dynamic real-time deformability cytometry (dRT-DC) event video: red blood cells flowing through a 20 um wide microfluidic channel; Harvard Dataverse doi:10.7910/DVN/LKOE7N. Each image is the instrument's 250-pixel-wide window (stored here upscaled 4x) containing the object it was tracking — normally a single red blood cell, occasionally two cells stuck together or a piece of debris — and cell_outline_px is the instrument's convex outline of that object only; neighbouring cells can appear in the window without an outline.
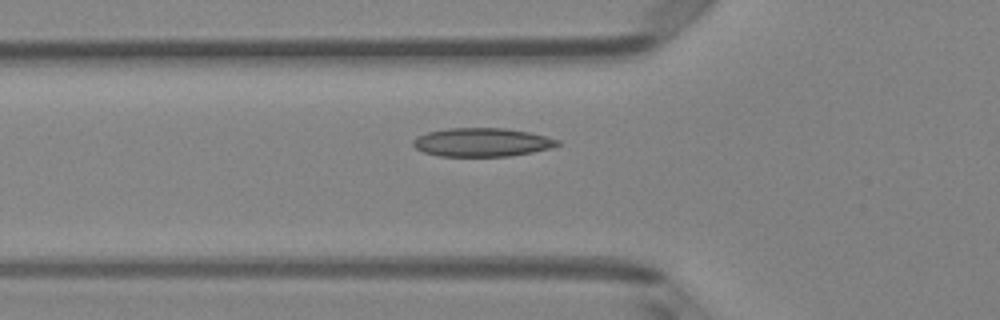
{"species": "Egyptian fruit bat (a non-hibernating species)", "species_latin": "Rousettus aegyptiacus", "temperature_condition": "room temperature", "stored_images_in_passage": 38, "camera_frame_rate_fps": 3000, "um_per_image_px": 0.085, "animal": {"sex": "female"}, "frame": {"image": 1, "passage_image": 10, "time_ms": 3.0, "image_size_px": [1000, 320], "cell_outline_px": [[560, 144], [548, 148], [532, 152], [508, 156], [440, 156], [424, 152], [416, 148], [412, 144], [412, 140], [416, 136], [428, 132], [448, 128], [504, 128], [528, 132], [560, 140]], "centroid_in_image_um": [40.92, 12.09], "position_along_channel_um": 84.9, "area_um2": 23.87}}
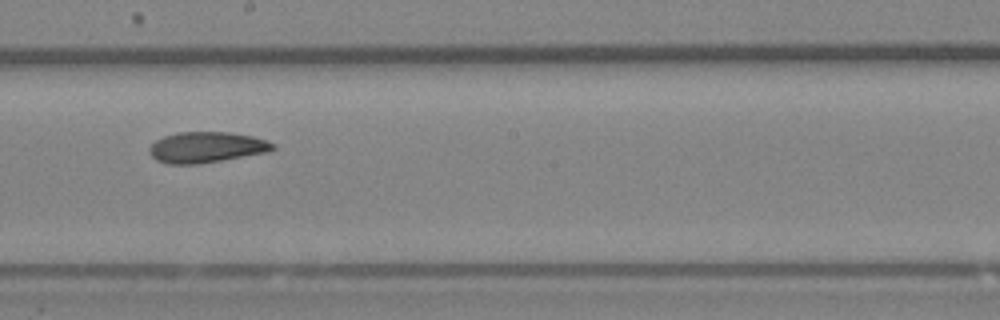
{"frame": {"image": 2, "passage_image": 21, "time_ms": 6.667, "image_size_px": [1000, 320], "cell_outline_px": [[276, 148], [268, 152], [200, 164], [168, 164], [156, 160], [148, 152], [148, 148], [156, 140], [164, 136], [176, 132], [228, 132], [252, 136], [268, 140], [276, 144]], "centroid_in_image_um": [17.56, 12.52], "position_along_channel_um": 230.6, "area_um2": 22.37}}
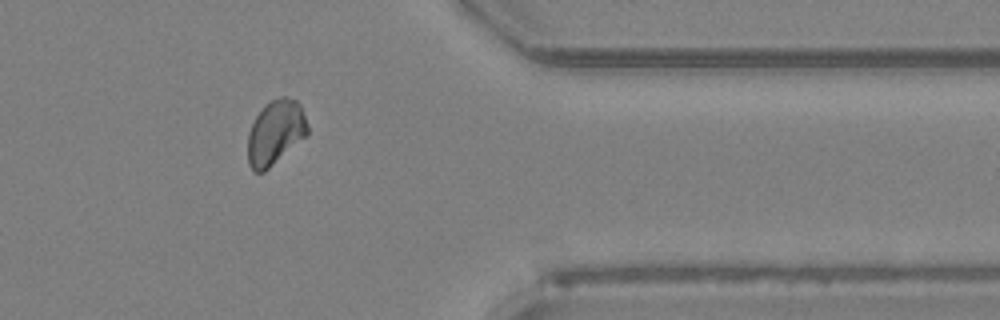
{"frame": {"image": 3, "passage_image": 34, "time_ms": 11.0, "image_size_px": [1000, 320], "cell_outline_px": [[308, 132], [304, 136], [264, 172], [252, 172], [248, 164], [248, 132], [256, 116], [264, 104], [280, 96], [284, 96], [296, 100], [300, 104], [308, 124]], "centroid_in_image_um": [23.38, 11.24], "position_along_channel_um": 388.0, "area_um2": 22.25}, "authors_computed_cell_mechanics": {"area_um2": 22.3686, "velocity_mm_per_s": 3.9859, "shape_relaxation_time_tau1_ms": null, "shape_relaxation_time_tau2_ms": 4.5299, "deformation_change_tau1": null, "deformation_change_tau2": 0.0887}}